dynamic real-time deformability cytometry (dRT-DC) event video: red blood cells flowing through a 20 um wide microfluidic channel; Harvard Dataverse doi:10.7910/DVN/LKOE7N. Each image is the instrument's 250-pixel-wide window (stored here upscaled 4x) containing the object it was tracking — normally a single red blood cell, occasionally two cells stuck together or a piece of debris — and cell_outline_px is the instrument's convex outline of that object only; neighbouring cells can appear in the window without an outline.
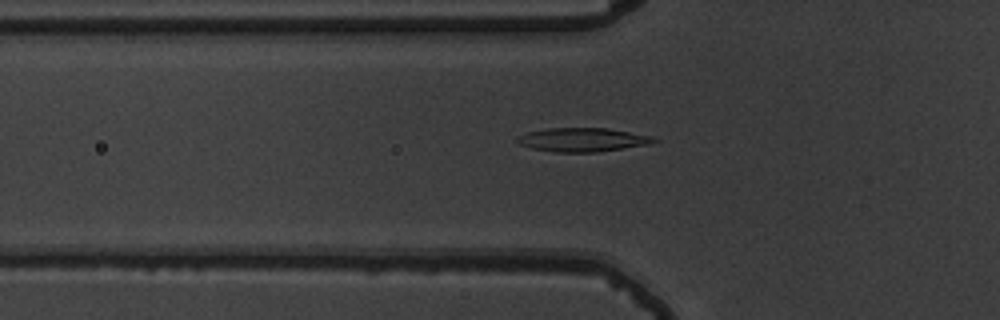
{"species": "common noctule bat (a hibernating species)", "species_latin": "Nyctalus noctula", "temperature_condition": "warm", "stored_images_in_passage": 47, "camera_frame_rate_fps": 3000, "um_per_image_px": 0.085, "animal": {"sex": "male", "body_mass_g": 19.5, "forearm_length_mm": 54.6}, "frame": {"image": 1, "passage_image": 11, "time_ms": 3.333, "image_size_px": [1000, 320], "cell_outline_px": [[660, 140], [648, 144], [596, 152], [552, 152], [532, 148], [520, 144], [516, 140], [516, 136], [528, 132], [548, 128], [608, 128], [652, 136]], "centroid_in_image_um": [49.5, 11.87], "position_along_channel_um": 76.3, "area_um2": 18.84}}
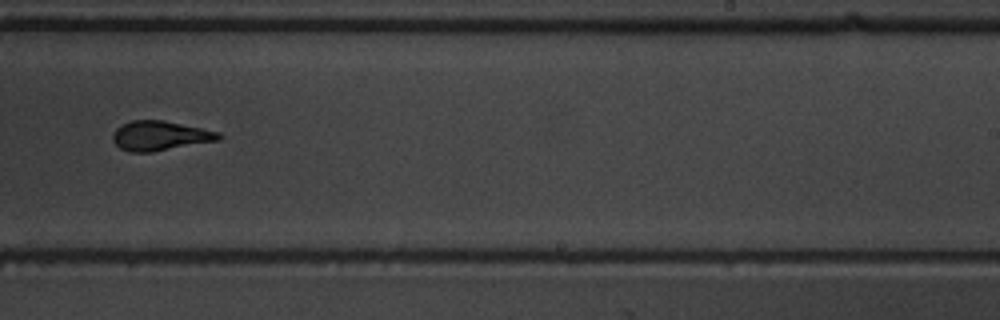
{"frame": {"image": 2, "passage_image": 27, "time_ms": 8.667, "image_size_px": [1000, 320], "cell_outline_px": [[224, 136], [220, 140], [152, 152], [128, 152], [120, 148], [112, 140], [112, 136], [116, 128], [120, 124], [132, 120], [164, 120], [220, 132]], "centroid_in_image_um": [13.6, 11.54], "position_along_channel_um": 275.4, "area_um2": 18.44}}
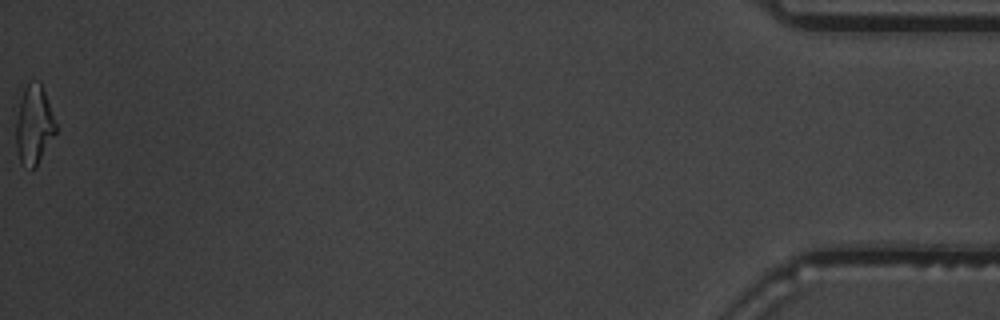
{"frame": {"image": 3, "passage_image": 47, "time_ms": 15.333, "image_size_px": [1000, 320], "cell_outline_px": [[56, 132], [36, 168], [32, 168], [20, 160], [16, 148], [12, 108], [20, 84], [40, 80], [56, 124]], "centroid_in_image_um": [2.76, 10.46], "position_along_channel_um": 432.4, "area_um2": 19.71}, "authors_computed_cell_mechanics": {"area_um2": 18.4382, "velocity_mm_per_s": 3.7259, "shape_relaxation_time_tau1_ms": 4.0481, "shape_relaxation_time_tau2_ms": 1.8363, "deformation_change_tau1": 0.1695, "deformation_change_tau2": 0.1014}}